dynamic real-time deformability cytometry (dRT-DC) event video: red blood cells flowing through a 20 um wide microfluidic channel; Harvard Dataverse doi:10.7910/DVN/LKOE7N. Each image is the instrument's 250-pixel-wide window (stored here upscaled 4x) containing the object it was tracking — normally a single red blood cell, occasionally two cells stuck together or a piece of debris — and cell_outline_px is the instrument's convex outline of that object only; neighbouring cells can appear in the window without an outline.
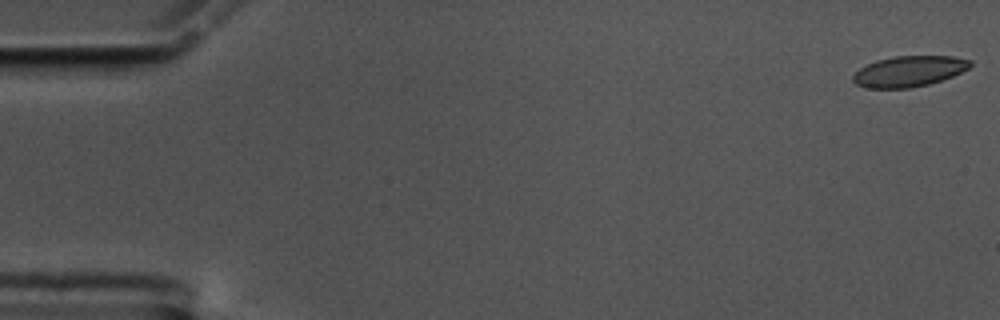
{"species": "common noctule bat (a hibernating species)", "species_latin": "Nyctalus noctula", "temperature_condition": "cold", "stored_images_in_passage": 58, "camera_frame_rate_fps": 3000, "um_per_image_px": 0.085, "animal": {"sex": "male", "body_mass_g": 17.5, "forearm_length_mm": 52.3}, "frame": {"image": 1, "passage_image": 1, "time_ms": 0.0, "image_size_px": [1000, 320], "cell_outline_px": [[972, 64], [968, 68], [952, 76], [928, 84], [908, 88], [864, 88], [856, 84], [852, 80], [852, 76], [860, 68], [876, 60], [892, 56], [952, 56], [972, 60]], "centroid_in_image_um": [77.24, 6.05], "position_along_channel_um": 7.8, "area_um2": 20.92}}
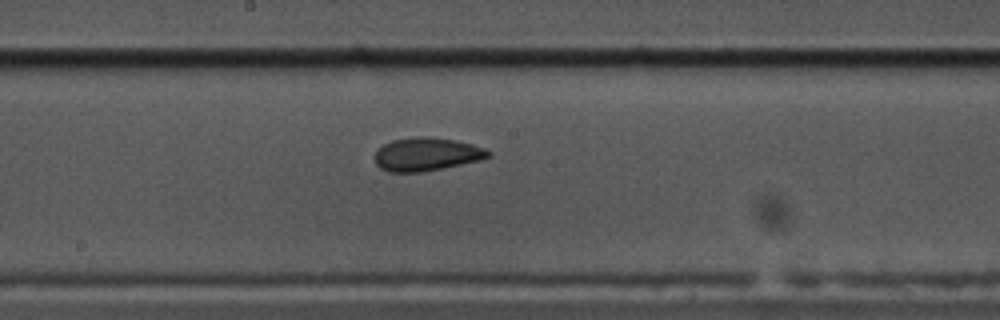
{"frame": {"image": 2, "passage_image": 31, "time_ms": 10.0, "image_size_px": [1000, 320], "cell_outline_px": [[492, 156], [480, 160], [444, 168], [420, 172], [388, 172], [380, 168], [376, 164], [376, 152], [384, 144], [392, 140], [416, 136], [428, 136], [456, 140], [472, 144], [484, 148], [492, 152]], "centroid_in_image_um": [36.29, 13.11], "position_along_channel_um": 211.9, "area_um2": 22.08}}
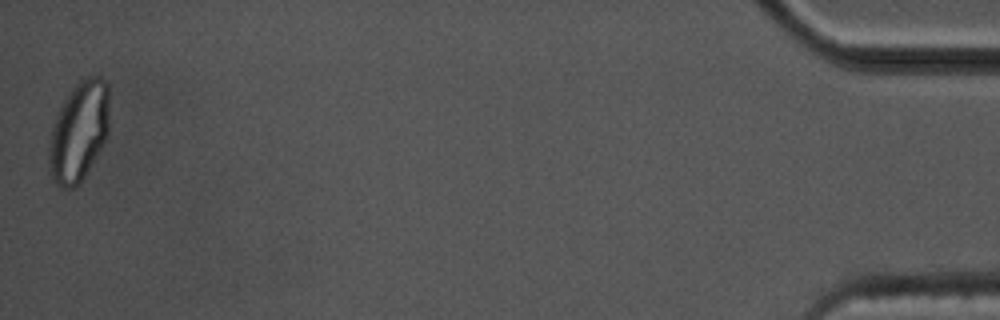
{"frame": {"image": 3, "passage_image": 58, "time_ms": 19.0, "image_size_px": [1000, 320], "cell_outline_px": [[108, 132], [96, 156], [84, 176], [72, 188], [60, 188], [52, 180], [48, 172], [48, 148], [52, 128], [56, 116], [64, 100], [72, 88], [80, 80], [88, 76], [100, 76], [108, 84]], "centroid_in_image_um": [6.67, 11.18], "position_along_channel_um": 428.5, "area_um2": 34.91}, "authors_computed_cell_mechanics": {"area_um2": 21.7906, "velocity_mm_per_s": 3.4429, "shape_relaxation_time_tau1_ms": 9.4567, "shape_relaxation_time_tau2_ms": 1.889, "deformation_change_tau1": 0.1762, "deformation_change_tau2": 0.0627}}